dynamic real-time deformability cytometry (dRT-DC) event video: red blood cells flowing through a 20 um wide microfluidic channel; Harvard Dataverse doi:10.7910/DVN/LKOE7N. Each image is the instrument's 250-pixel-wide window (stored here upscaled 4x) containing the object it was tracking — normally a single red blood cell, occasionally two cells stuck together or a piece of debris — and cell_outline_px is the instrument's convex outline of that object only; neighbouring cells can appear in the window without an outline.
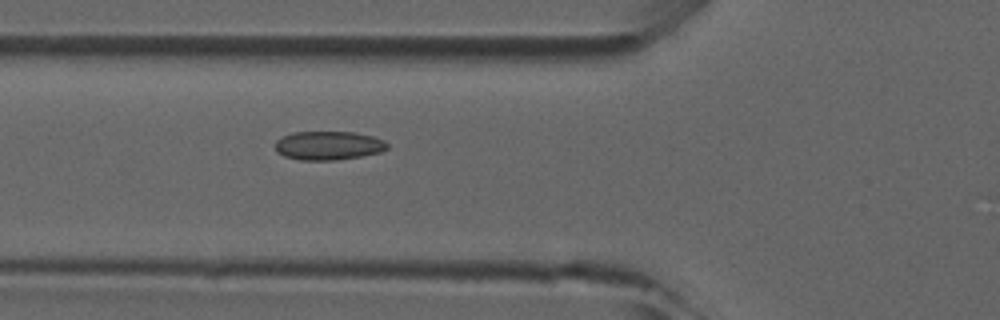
{"species": "common noctule bat (a hibernating species)", "species_latin": "Nyctalus noctula", "temperature_condition": "room temperature", "stored_images_in_passage": 29, "camera_frame_rate_fps": 3000, "um_per_image_px": 0.085, "animal": {"sex": "male", "forearm_length_mm": 52.5}, "frame": {"image": 1, "passage_image": 9, "time_ms": 2.667, "image_size_px": [1000, 320], "cell_outline_px": [[388, 148], [380, 152], [360, 156], [332, 160], [300, 160], [284, 156], [276, 152], [276, 140], [292, 132], [352, 132], [372, 136], [384, 140], [388, 144]], "centroid_in_image_um": [27.9, 12.37], "position_along_channel_um": 97.9, "area_um2": 18.67}}
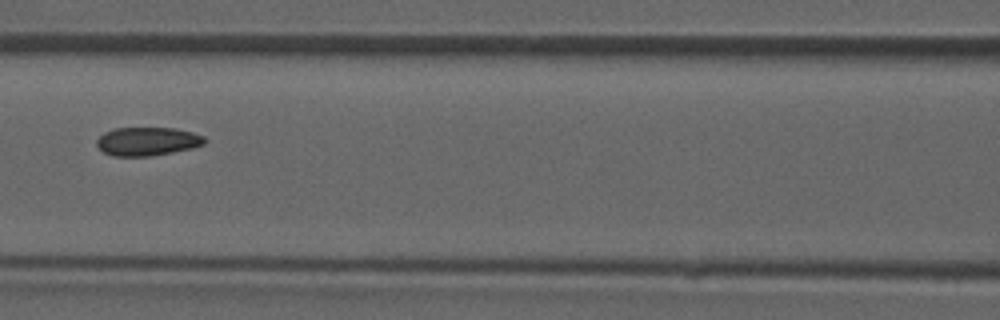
{"frame": {"image": 2, "passage_image": 13, "time_ms": 4.0, "image_size_px": [1000, 320], "cell_outline_px": [[208, 140], [204, 144], [192, 148], [152, 156], [112, 156], [104, 152], [96, 144], [96, 140], [104, 132], [116, 128], [176, 128], [192, 132], [204, 136]], "centroid_in_image_um": [12.55, 12.01], "position_along_channel_um": 154.1, "area_um2": 17.98}}